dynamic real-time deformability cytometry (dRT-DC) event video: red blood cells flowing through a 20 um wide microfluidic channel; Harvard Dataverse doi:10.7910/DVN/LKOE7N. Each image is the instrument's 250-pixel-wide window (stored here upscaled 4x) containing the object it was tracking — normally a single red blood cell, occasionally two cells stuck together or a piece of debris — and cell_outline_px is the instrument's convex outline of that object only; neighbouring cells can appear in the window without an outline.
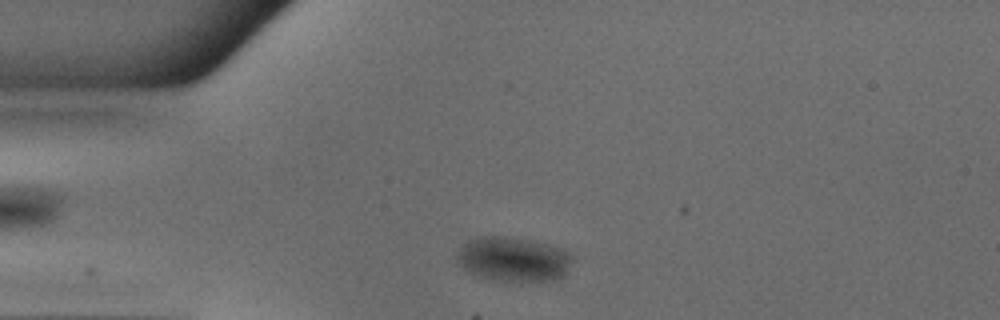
{"species": "common noctule bat (a hibernating species)", "species_latin": "Nyctalus noctula", "temperature_condition": "warm", "stored_images_in_passage": 41, "camera_frame_rate_fps": 3000, "um_per_image_px": 0.085, "animal": {"sex": "male", "body_mass_g": 18.8}, "frame": {"image": 1, "passage_image": 3, "time_ms": 0.667, "image_size_px": [1000, 320], "cell_outline_px": [[572, 260], [568, 272], [560, 280], [496, 280], [472, 276], [456, 260], [460, 248], [468, 240], [484, 236], [496, 236], [532, 240], [548, 244], [560, 248], [568, 252], [572, 256]], "centroid_in_image_um": [43.65, 22.04], "position_along_channel_um": 41.4, "area_um2": 29.88}}
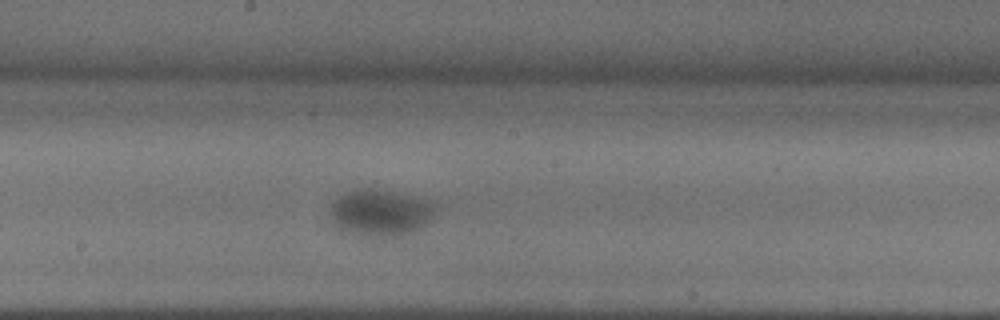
{"frame": {"image": 2, "passage_image": 18, "time_ms": 5.667, "image_size_px": [1000, 320], "cell_outline_px": [[436, 208], [424, 224], [420, 228], [396, 236], [360, 236], [340, 228], [332, 212], [332, 204], [340, 196], [348, 192], [364, 188], [392, 192], [424, 200], [432, 204]], "centroid_in_image_um": [32.32, 18.09], "position_along_channel_um": 215.9, "area_um2": 26.99}}
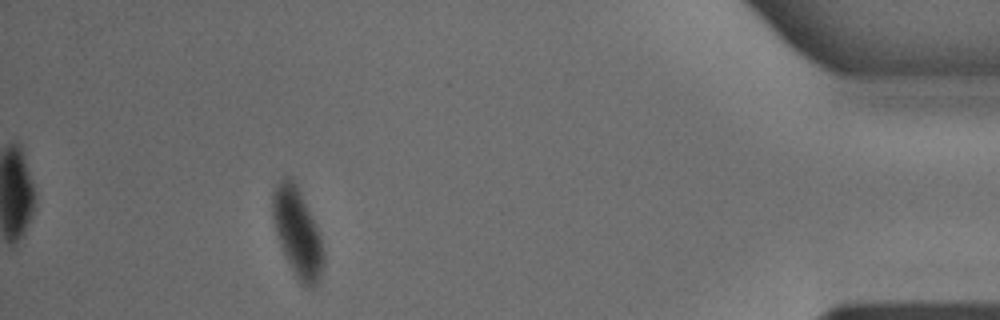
{"frame": {"image": 3, "passage_image": 37, "time_ms": 12.0, "image_size_px": [1000, 320], "cell_outline_px": [[324, 268], [316, 284], [312, 288], [308, 288], [300, 284], [288, 264], [284, 256], [276, 236], [272, 216], [272, 192], [280, 180], [284, 176], [288, 176], [296, 184], [300, 192], [320, 236], [324, 252]], "centroid_in_image_um": [25.26, 19.83], "position_along_channel_um": 409.9, "area_um2": 26.3}, "authors_computed_cell_mechanics": {"area_um2": 29.4202, "velocity_mm_per_s": 3.9636, "shape_relaxation_time_tau1_ms": 6.9905, "shape_relaxation_time_tau2_ms": null, "deformation_change_tau1": 0.1233, "deformation_change_tau2": null}}